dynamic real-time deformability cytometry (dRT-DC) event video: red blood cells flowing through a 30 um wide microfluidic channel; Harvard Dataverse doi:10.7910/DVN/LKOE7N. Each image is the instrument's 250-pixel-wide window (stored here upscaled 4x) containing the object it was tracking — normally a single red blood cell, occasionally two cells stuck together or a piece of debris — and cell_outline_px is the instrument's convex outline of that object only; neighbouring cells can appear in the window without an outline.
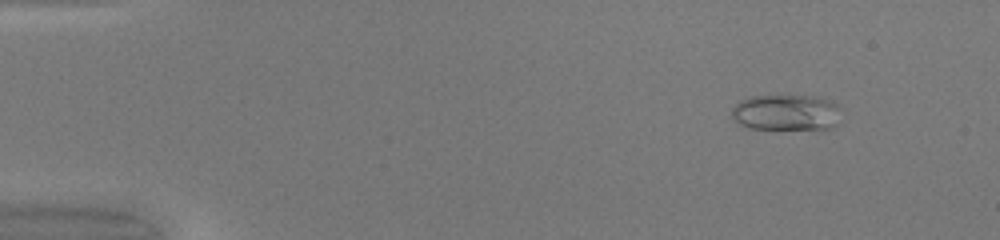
{"species": "common noctule bat (a hibernating species)", "species_latin": "Nyctalus noctula", "temperature_condition": "warm", "stored_images_in_passage": 50, "camera_frame_rate_fps": 3000, "um_per_image_px": 0.085, "animal": {"sex": "female", "body_mass_g": 20.0, "forearm_length_mm": 54.0}, "frame": {"image": 1, "passage_image": 6, "time_ms": 1.667, "image_size_px": [1000, 240], "cell_outline_px": [[840, 124], [832, 128], [748, 128], [740, 124], [732, 116], [732, 108], [740, 100], [748, 96], [816, 96], [832, 100], [840, 108]], "centroid_in_image_um": [66.88, 9.55], "position_along_channel_um": 18.1, "area_um2": 23.0}}
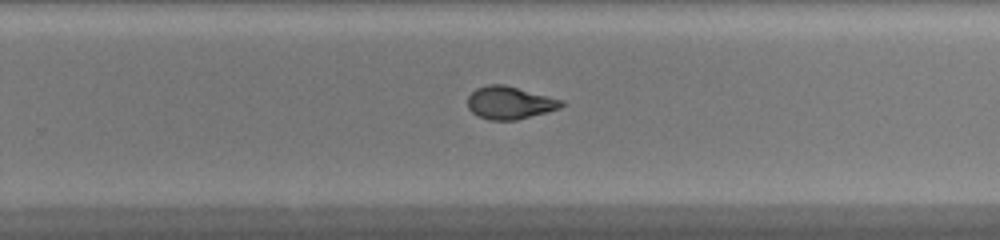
{"frame": {"image": 2, "passage_image": 33, "time_ms": 10.667, "image_size_px": [1000, 240], "cell_outline_px": [[564, 104], [560, 108], [516, 120], [488, 120], [472, 112], [468, 108], [468, 96], [476, 88], [488, 84], [504, 84], [564, 100]], "centroid_in_image_um": [43.32, 8.72], "position_along_channel_um": 286.5, "area_um2": 17.8}}
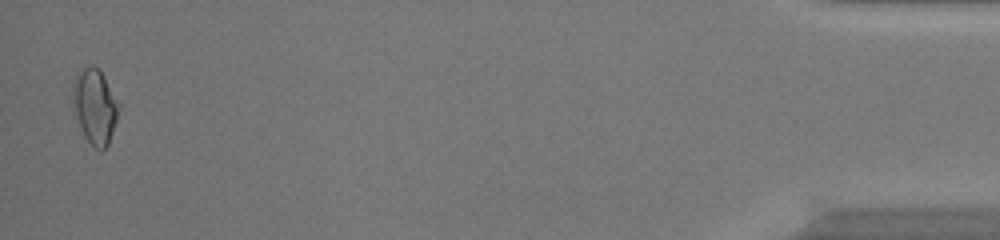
{"frame": {"image": 3, "passage_image": 49, "time_ms": 16.0, "image_size_px": [1000, 240], "cell_outline_px": [[120, 104], [116, 120], [108, 144], [100, 152], [84, 136], [72, 116], [72, 80], [76, 72], [84, 68], [96, 68], [104, 76]], "centroid_in_image_um": [8.0, 9.06], "position_along_channel_um": 427.2, "area_um2": 20.29}, "authors_computed_cell_mechanics": {"area_um2": 19.0162, "velocity_mm_per_s": 4.2439, "shape_relaxation_time_tau1_ms": null, "shape_relaxation_time_tau2_ms": 0.9171, "deformation_change_tau1": null, "deformation_change_tau2": 0.0798}}